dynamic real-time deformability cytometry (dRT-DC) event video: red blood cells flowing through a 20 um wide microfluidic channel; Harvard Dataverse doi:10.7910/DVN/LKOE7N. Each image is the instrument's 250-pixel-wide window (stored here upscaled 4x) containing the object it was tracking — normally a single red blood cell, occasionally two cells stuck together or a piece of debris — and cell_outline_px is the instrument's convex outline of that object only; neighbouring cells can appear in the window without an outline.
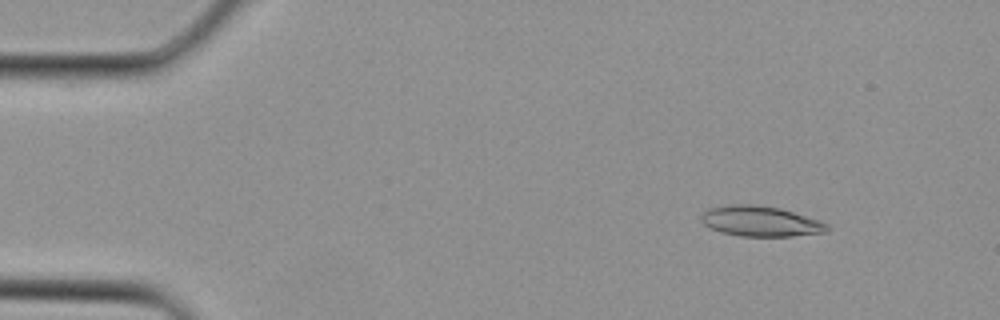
{"species": "Egyptian fruit bat (a non-hibernating species)", "species_latin": "Rousettus aegyptiacus", "temperature_condition": "cold", "stored_images_in_passage": 4, "camera_frame_rate_fps": 3000, "um_per_image_px": 0.085, "animal": {"sex": "female"}, "frame": {"image": 1, "passage_image": 1, "time_ms": 0.0, "image_size_px": [1000, 320], "cell_outline_px": [[828, 232], [792, 236], [740, 236], [720, 232], [704, 224], [700, 220], [700, 216], [708, 208], [732, 204], [752, 204], [780, 208], [820, 220], [828, 224]], "centroid_in_image_um": [64.64, 18.8], "position_along_channel_um": 20.4, "area_um2": 22.31}}
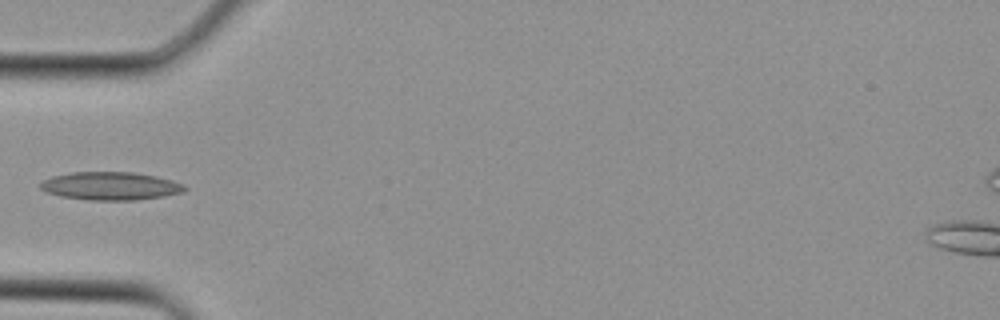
{"frame": {"image": 2, "passage_image": 3, "time_ms": 0.667, "image_size_px": [1000, 320], "cell_outline_px": [[188, 188], [184, 192], [164, 196], [136, 200], [88, 200], [60, 196], [48, 192], [40, 188], [40, 184], [44, 180], [52, 176], [72, 172], [132, 172], [156, 176], [172, 180], [184, 184]], "centroid_in_image_um": [9.43, 15.81], "position_along_channel_um": 75.6, "area_um2": 23.64}}